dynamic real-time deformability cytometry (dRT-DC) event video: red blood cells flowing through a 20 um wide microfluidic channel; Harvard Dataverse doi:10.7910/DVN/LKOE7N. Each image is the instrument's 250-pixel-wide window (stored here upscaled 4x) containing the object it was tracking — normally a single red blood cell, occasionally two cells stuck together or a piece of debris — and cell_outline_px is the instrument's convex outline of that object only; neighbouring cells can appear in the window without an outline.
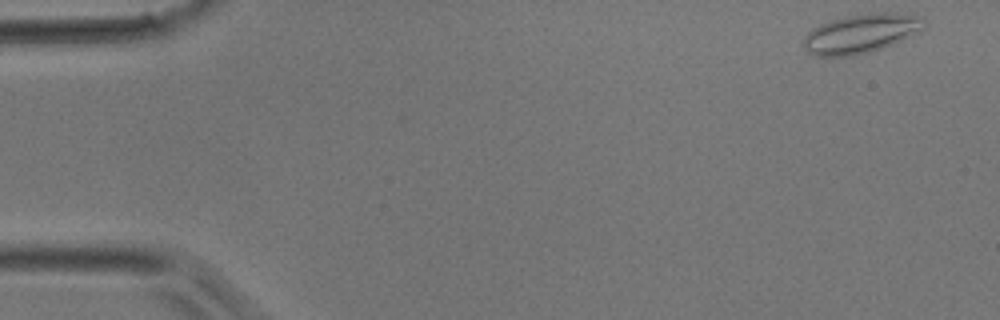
{"species": "common noctule bat (a hibernating species)", "species_latin": "Nyctalus noctula", "temperature_condition": "room temperature", "stored_images_in_passage": 3, "camera_frame_rate_fps": 3000, "um_per_image_px": 0.085, "animal": {"sex": "male", "body_mass_g": 17.9}, "frame": {"image": 1, "passage_image": 1, "time_ms": 0.0, "image_size_px": [1000, 320], "cell_outline_px": [[924, 28], [892, 44], [868, 52], [852, 56], [816, 56], [808, 52], [804, 48], [804, 36], [812, 28], [820, 24], [832, 20], [848, 16], [868, 12], [892, 12], [916, 16], [924, 20]], "centroid_in_image_um": [73.13, 2.84], "position_along_channel_um": 11.9, "area_um2": 27.11}}